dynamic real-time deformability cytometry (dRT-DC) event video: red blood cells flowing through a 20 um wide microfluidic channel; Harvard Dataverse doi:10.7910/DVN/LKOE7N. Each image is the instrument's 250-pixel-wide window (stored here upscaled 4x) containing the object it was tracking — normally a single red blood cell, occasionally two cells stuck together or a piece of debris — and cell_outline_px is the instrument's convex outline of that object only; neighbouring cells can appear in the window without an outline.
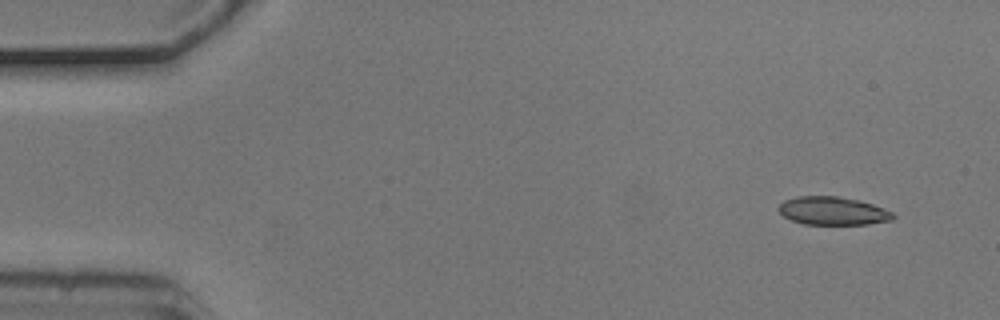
{"species": "common noctule bat (a hibernating species)", "species_latin": "Nyctalus noctula", "temperature_condition": "cold", "stored_images_in_passage": 4, "camera_frame_rate_fps": 3000, "um_per_image_px": 0.085, "animal": {"sex": "male", "body_mass_g": 20.5, "forearm_length_mm": 52.5}, "frame": {"image": 1, "passage_image": 1, "time_ms": 0.0, "image_size_px": [1000, 320], "cell_outline_px": [[896, 216], [892, 220], [868, 224], [804, 224], [792, 220], [784, 216], [776, 208], [784, 200], [796, 196], [836, 196], [860, 200], [884, 208], [892, 212]], "centroid_in_image_um": [70.79, 17.92], "position_along_channel_um": 14.2, "area_um2": 18.84}}